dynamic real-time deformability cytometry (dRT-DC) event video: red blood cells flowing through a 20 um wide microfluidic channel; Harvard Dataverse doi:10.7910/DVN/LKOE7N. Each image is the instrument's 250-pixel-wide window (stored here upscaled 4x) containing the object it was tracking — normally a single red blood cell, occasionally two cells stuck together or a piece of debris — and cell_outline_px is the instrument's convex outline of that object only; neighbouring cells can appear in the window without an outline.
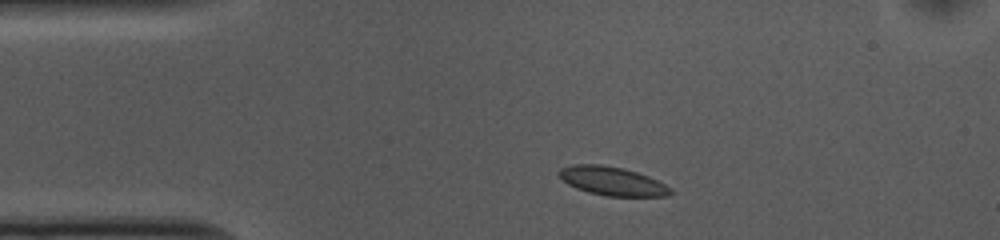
{"species": "common noctule bat (a hibernating species)", "species_latin": "Nyctalus noctula", "temperature_condition": "cold", "stored_images_in_passage": 37, "camera_frame_rate_fps": 3000, "um_per_image_px": 0.085, "animal": {"sex": "female", "body_mass_g": 10.0, "forearm_length_mm": 53.1}, "frame": {"image": 1, "passage_image": 1, "time_ms": 0.0, "image_size_px": [1000, 240], "cell_outline_px": [[672, 192], [668, 196], [608, 196], [588, 192], [576, 188], [568, 184], [560, 176], [560, 168], [572, 164], [600, 164], [624, 168], [648, 176], [672, 188]], "centroid_in_image_um": [52.05, 15.39], "position_along_channel_um": 33.0, "area_um2": 18.5}}
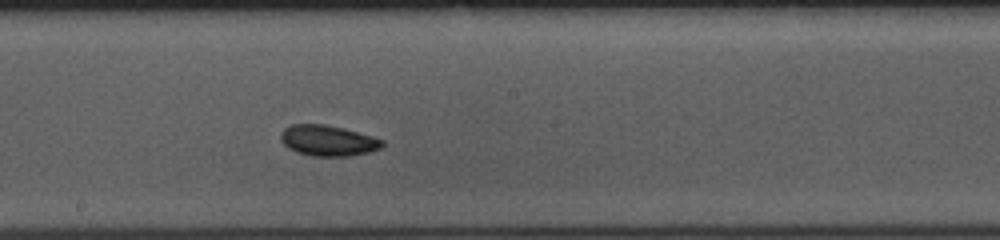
{"frame": {"image": 2, "passage_image": 19, "time_ms": 6.0, "image_size_px": [1000, 240], "cell_outline_px": [[384, 144], [380, 148], [368, 152], [348, 156], [312, 156], [296, 152], [288, 148], [280, 140], [280, 132], [284, 128], [292, 124], [324, 124], [344, 128], [372, 136], [384, 140]], "centroid_in_image_um": [27.85, 11.94], "position_along_channel_um": 220.4, "area_um2": 18.26}}
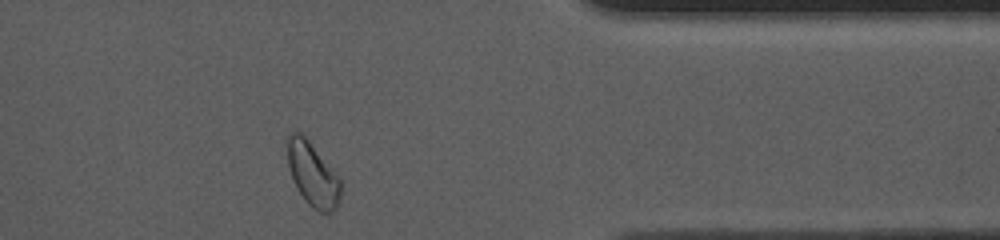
{"frame": {"image": 3, "passage_image": 34, "time_ms": 11.0, "image_size_px": [1000, 240], "cell_outline_px": [[340, 196], [336, 208], [332, 212], [320, 212], [312, 208], [304, 200], [296, 188], [288, 164], [288, 132], [300, 132], [308, 140], [340, 176]], "centroid_in_image_um": [26.59, 14.83], "position_along_channel_um": 384.8, "area_um2": 19.77}, "authors_computed_cell_mechanics": {"area_um2": 17.8602, "velocity_mm_per_s": 3.6753, "shape_relaxation_time_tau1_ms": 4.4594, "shape_relaxation_time_tau2_ms": 7.5917, "deformation_change_tau1": 0.0686, "deformation_change_tau2": 0.0914}}